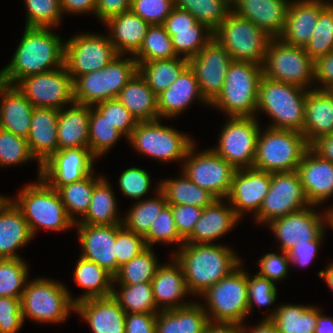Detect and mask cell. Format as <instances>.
Here are the masks:
<instances>
[{
  "instance_id": "6da1fadb",
  "label": "cell",
  "mask_w": 333,
  "mask_h": 333,
  "mask_svg": "<svg viewBox=\"0 0 333 333\" xmlns=\"http://www.w3.org/2000/svg\"><path fill=\"white\" fill-rule=\"evenodd\" d=\"M14 53L9 64L0 70V81L10 85L64 66L65 40L50 28L25 27Z\"/></svg>"
},
{
  "instance_id": "7a4b0ae2",
  "label": "cell",
  "mask_w": 333,
  "mask_h": 333,
  "mask_svg": "<svg viewBox=\"0 0 333 333\" xmlns=\"http://www.w3.org/2000/svg\"><path fill=\"white\" fill-rule=\"evenodd\" d=\"M172 256L182 266L190 294H203L241 263L239 256L223 244L185 242Z\"/></svg>"
},
{
  "instance_id": "3957f363",
  "label": "cell",
  "mask_w": 333,
  "mask_h": 333,
  "mask_svg": "<svg viewBox=\"0 0 333 333\" xmlns=\"http://www.w3.org/2000/svg\"><path fill=\"white\" fill-rule=\"evenodd\" d=\"M9 199L21 211L33 237L39 228L60 232L75 226L57 189L50 186L42 177L32 184L25 185L17 197Z\"/></svg>"
},
{
  "instance_id": "277c9868",
  "label": "cell",
  "mask_w": 333,
  "mask_h": 333,
  "mask_svg": "<svg viewBox=\"0 0 333 333\" xmlns=\"http://www.w3.org/2000/svg\"><path fill=\"white\" fill-rule=\"evenodd\" d=\"M307 92L306 88L262 76L256 113L264 112L272 119L273 122L268 125L269 128L303 134Z\"/></svg>"
},
{
  "instance_id": "5b68a950",
  "label": "cell",
  "mask_w": 333,
  "mask_h": 333,
  "mask_svg": "<svg viewBox=\"0 0 333 333\" xmlns=\"http://www.w3.org/2000/svg\"><path fill=\"white\" fill-rule=\"evenodd\" d=\"M262 76V65L233 61L228 68L222 91L209 106L223 111L229 117L257 118L258 91Z\"/></svg>"
},
{
  "instance_id": "8992f818",
  "label": "cell",
  "mask_w": 333,
  "mask_h": 333,
  "mask_svg": "<svg viewBox=\"0 0 333 333\" xmlns=\"http://www.w3.org/2000/svg\"><path fill=\"white\" fill-rule=\"evenodd\" d=\"M60 281L49 278L27 280L21 297L23 319L37 323H61L75 312L73 296ZM72 310V311H71Z\"/></svg>"
},
{
  "instance_id": "52a82bcc",
  "label": "cell",
  "mask_w": 333,
  "mask_h": 333,
  "mask_svg": "<svg viewBox=\"0 0 333 333\" xmlns=\"http://www.w3.org/2000/svg\"><path fill=\"white\" fill-rule=\"evenodd\" d=\"M309 148L302 133L269 127L260 129L252 168L271 173L296 171Z\"/></svg>"
},
{
  "instance_id": "ba28073f",
  "label": "cell",
  "mask_w": 333,
  "mask_h": 333,
  "mask_svg": "<svg viewBox=\"0 0 333 333\" xmlns=\"http://www.w3.org/2000/svg\"><path fill=\"white\" fill-rule=\"evenodd\" d=\"M137 72L138 63L133 56L119 55L101 70L79 76L73 82L74 102L94 106L117 98Z\"/></svg>"
},
{
  "instance_id": "9c48e42d",
  "label": "cell",
  "mask_w": 333,
  "mask_h": 333,
  "mask_svg": "<svg viewBox=\"0 0 333 333\" xmlns=\"http://www.w3.org/2000/svg\"><path fill=\"white\" fill-rule=\"evenodd\" d=\"M242 264L200 296L209 322L244 324L248 315L247 272Z\"/></svg>"
},
{
  "instance_id": "30bf717a",
  "label": "cell",
  "mask_w": 333,
  "mask_h": 333,
  "mask_svg": "<svg viewBox=\"0 0 333 333\" xmlns=\"http://www.w3.org/2000/svg\"><path fill=\"white\" fill-rule=\"evenodd\" d=\"M213 37L227 50L233 61L263 65L272 37L255 24L230 11L214 31Z\"/></svg>"
},
{
  "instance_id": "8fae6325",
  "label": "cell",
  "mask_w": 333,
  "mask_h": 333,
  "mask_svg": "<svg viewBox=\"0 0 333 333\" xmlns=\"http://www.w3.org/2000/svg\"><path fill=\"white\" fill-rule=\"evenodd\" d=\"M127 141L139 153L161 163L184 161L189 148L194 144L190 136L162 125L161 118L138 122Z\"/></svg>"
},
{
  "instance_id": "7c38bea8",
  "label": "cell",
  "mask_w": 333,
  "mask_h": 333,
  "mask_svg": "<svg viewBox=\"0 0 333 333\" xmlns=\"http://www.w3.org/2000/svg\"><path fill=\"white\" fill-rule=\"evenodd\" d=\"M263 76L306 89H313L314 61L303 47L272 38L262 65Z\"/></svg>"
},
{
  "instance_id": "4fadbf2b",
  "label": "cell",
  "mask_w": 333,
  "mask_h": 333,
  "mask_svg": "<svg viewBox=\"0 0 333 333\" xmlns=\"http://www.w3.org/2000/svg\"><path fill=\"white\" fill-rule=\"evenodd\" d=\"M117 56L108 34L79 33L65 41L64 65L73 82L79 76L101 70Z\"/></svg>"
},
{
  "instance_id": "5bb4252c",
  "label": "cell",
  "mask_w": 333,
  "mask_h": 333,
  "mask_svg": "<svg viewBox=\"0 0 333 333\" xmlns=\"http://www.w3.org/2000/svg\"><path fill=\"white\" fill-rule=\"evenodd\" d=\"M194 143L188 150L182 172L197 186L207 190L216 199H226L236 169L212 149L195 152Z\"/></svg>"
},
{
  "instance_id": "9a60e30c",
  "label": "cell",
  "mask_w": 333,
  "mask_h": 333,
  "mask_svg": "<svg viewBox=\"0 0 333 333\" xmlns=\"http://www.w3.org/2000/svg\"><path fill=\"white\" fill-rule=\"evenodd\" d=\"M219 134L218 145L212 150L236 170L252 168L261 129L256 117H229Z\"/></svg>"
},
{
  "instance_id": "2e32d148",
  "label": "cell",
  "mask_w": 333,
  "mask_h": 333,
  "mask_svg": "<svg viewBox=\"0 0 333 333\" xmlns=\"http://www.w3.org/2000/svg\"><path fill=\"white\" fill-rule=\"evenodd\" d=\"M311 206L297 171L271 173V185L254 222L268 224L287 214Z\"/></svg>"
},
{
  "instance_id": "e0dca14e",
  "label": "cell",
  "mask_w": 333,
  "mask_h": 333,
  "mask_svg": "<svg viewBox=\"0 0 333 333\" xmlns=\"http://www.w3.org/2000/svg\"><path fill=\"white\" fill-rule=\"evenodd\" d=\"M17 88L36 108L61 110L74 103L73 80L65 65L21 79Z\"/></svg>"
},
{
  "instance_id": "ac0fdd59",
  "label": "cell",
  "mask_w": 333,
  "mask_h": 333,
  "mask_svg": "<svg viewBox=\"0 0 333 333\" xmlns=\"http://www.w3.org/2000/svg\"><path fill=\"white\" fill-rule=\"evenodd\" d=\"M232 57L213 37L196 56L188 59L204 98L211 103L222 91Z\"/></svg>"
},
{
  "instance_id": "d6986e66",
  "label": "cell",
  "mask_w": 333,
  "mask_h": 333,
  "mask_svg": "<svg viewBox=\"0 0 333 333\" xmlns=\"http://www.w3.org/2000/svg\"><path fill=\"white\" fill-rule=\"evenodd\" d=\"M314 207L311 205L267 224L281 245L279 252H288L298 242L316 240L326 230L325 212L318 213Z\"/></svg>"
},
{
  "instance_id": "ffe728a7",
  "label": "cell",
  "mask_w": 333,
  "mask_h": 333,
  "mask_svg": "<svg viewBox=\"0 0 333 333\" xmlns=\"http://www.w3.org/2000/svg\"><path fill=\"white\" fill-rule=\"evenodd\" d=\"M95 160L89 148L58 150L41 165V177L58 190L91 174Z\"/></svg>"
},
{
  "instance_id": "44dd1931",
  "label": "cell",
  "mask_w": 333,
  "mask_h": 333,
  "mask_svg": "<svg viewBox=\"0 0 333 333\" xmlns=\"http://www.w3.org/2000/svg\"><path fill=\"white\" fill-rule=\"evenodd\" d=\"M270 185L271 172L254 168L237 169L225 200L230 203L240 219L247 212H253L255 215L269 192Z\"/></svg>"
},
{
  "instance_id": "7402d4cb",
  "label": "cell",
  "mask_w": 333,
  "mask_h": 333,
  "mask_svg": "<svg viewBox=\"0 0 333 333\" xmlns=\"http://www.w3.org/2000/svg\"><path fill=\"white\" fill-rule=\"evenodd\" d=\"M305 196L310 205L320 206L333 195V163L321 158L311 148L297 167Z\"/></svg>"
},
{
  "instance_id": "603a6c76",
  "label": "cell",
  "mask_w": 333,
  "mask_h": 333,
  "mask_svg": "<svg viewBox=\"0 0 333 333\" xmlns=\"http://www.w3.org/2000/svg\"><path fill=\"white\" fill-rule=\"evenodd\" d=\"M83 252L80 256L95 262L113 276L116 274V224H75Z\"/></svg>"
},
{
  "instance_id": "cb8c5ba5",
  "label": "cell",
  "mask_w": 333,
  "mask_h": 333,
  "mask_svg": "<svg viewBox=\"0 0 333 333\" xmlns=\"http://www.w3.org/2000/svg\"><path fill=\"white\" fill-rule=\"evenodd\" d=\"M230 2L233 13L248 19L272 38L282 34L291 0H230Z\"/></svg>"
},
{
  "instance_id": "d4e9b609",
  "label": "cell",
  "mask_w": 333,
  "mask_h": 333,
  "mask_svg": "<svg viewBox=\"0 0 333 333\" xmlns=\"http://www.w3.org/2000/svg\"><path fill=\"white\" fill-rule=\"evenodd\" d=\"M324 0H292L286 23L278 37L289 45L305 48L313 35L320 12L329 4Z\"/></svg>"
},
{
  "instance_id": "484cf974",
  "label": "cell",
  "mask_w": 333,
  "mask_h": 333,
  "mask_svg": "<svg viewBox=\"0 0 333 333\" xmlns=\"http://www.w3.org/2000/svg\"><path fill=\"white\" fill-rule=\"evenodd\" d=\"M58 117L57 109L34 107L32 111L27 143L31 155L38 161V178L41 165L58 151Z\"/></svg>"
},
{
  "instance_id": "4316f807",
  "label": "cell",
  "mask_w": 333,
  "mask_h": 333,
  "mask_svg": "<svg viewBox=\"0 0 333 333\" xmlns=\"http://www.w3.org/2000/svg\"><path fill=\"white\" fill-rule=\"evenodd\" d=\"M74 311L93 333H125L126 313L112 295L80 301Z\"/></svg>"
},
{
  "instance_id": "83f0119b",
  "label": "cell",
  "mask_w": 333,
  "mask_h": 333,
  "mask_svg": "<svg viewBox=\"0 0 333 333\" xmlns=\"http://www.w3.org/2000/svg\"><path fill=\"white\" fill-rule=\"evenodd\" d=\"M171 262L160 265L151 280L153 297L160 310L181 308L192 303V301H183L190 293L186 286L182 266L174 256H172Z\"/></svg>"
},
{
  "instance_id": "f1b7e54d",
  "label": "cell",
  "mask_w": 333,
  "mask_h": 333,
  "mask_svg": "<svg viewBox=\"0 0 333 333\" xmlns=\"http://www.w3.org/2000/svg\"><path fill=\"white\" fill-rule=\"evenodd\" d=\"M157 99L159 116L167 120L183 113L182 111H185L196 99L207 106L210 105L202 95L199 83L189 65L166 90L157 95Z\"/></svg>"
},
{
  "instance_id": "f546056e",
  "label": "cell",
  "mask_w": 333,
  "mask_h": 333,
  "mask_svg": "<svg viewBox=\"0 0 333 333\" xmlns=\"http://www.w3.org/2000/svg\"><path fill=\"white\" fill-rule=\"evenodd\" d=\"M0 128L27 139L32 111L31 102L16 85L0 81Z\"/></svg>"
},
{
  "instance_id": "4dcf8cb0",
  "label": "cell",
  "mask_w": 333,
  "mask_h": 333,
  "mask_svg": "<svg viewBox=\"0 0 333 333\" xmlns=\"http://www.w3.org/2000/svg\"><path fill=\"white\" fill-rule=\"evenodd\" d=\"M239 221L230 203L227 205L224 199H216L210 206L203 208L201 217L185 242L213 243L230 232Z\"/></svg>"
},
{
  "instance_id": "1f68e13d",
  "label": "cell",
  "mask_w": 333,
  "mask_h": 333,
  "mask_svg": "<svg viewBox=\"0 0 333 333\" xmlns=\"http://www.w3.org/2000/svg\"><path fill=\"white\" fill-rule=\"evenodd\" d=\"M33 239L27 221L16 205L4 196L0 201V258H21L16 252Z\"/></svg>"
},
{
  "instance_id": "d6a6232c",
  "label": "cell",
  "mask_w": 333,
  "mask_h": 333,
  "mask_svg": "<svg viewBox=\"0 0 333 333\" xmlns=\"http://www.w3.org/2000/svg\"><path fill=\"white\" fill-rule=\"evenodd\" d=\"M333 133V97L327 90L309 89L305 100L303 135L311 146Z\"/></svg>"
},
{
  "instance_id": "836d02e7",
  "label": "cell",
  "mask_w": 333,
  "mask_h": 333,
  "mask_svg": "<svg viewBox=\"0 0 333 333\" xmlns=\"http://www.w3.org/2000/svg\"><path fill=\"white\" fill-rule=\"evenodd\" d=\"M103 24L108 27L111 43L119 55L133 56L141 47L150 24L131 10L109 18Z\"/></svg>"
},
{
  "instance_id": "e575fe53",
  "label": "cell",
  "mask_w": 333,
  "mask_h": 333,
  "mask_svg": "<svg viewBox=\"0 0 333 333\" xmlns=\"http://www.w3.org/2000/svg\"><path fill=\"white\" fill-rule=\"evenodd\" d=\"M90 107L74 102L59 110L58 150L89 148Z\"/></svg>"
},
{
  "instance_id": "d590c367",
  "label": "cell",
  "mask_w": 333,
  "mask_h": 333,
  "mask_svg": "<svg viewBox=\"0 0 333 333\" xmlns=\"http://www.w3.org/2000/svg\"><path fill=\"white\" fill-rule=\"evenodd\" d=\"M209 323L199 302L168 310H160L156 318V333H204Z\"/></svg>"
},
{
  "instance_id": "8d00e7d4",
  "label": "cell",
  "mask_w": 333,
  "mask_h": 333,
  "mask_svg": "<svg viewBox=\"0 0 333 333\" xmlns=\"http://www.w3.org/2000/svg\"><path fill=\"white\" fill-rule=\"evenodd\" d=\"M117 99L138 122L160 119L157 95L139 72L122 88Z\"/></svg>"
},
{
  "instance_id": "74e56055",
  "label": "cell",
  "mask_w": 333,
  "mask_h": 333,
  "mask_svg": "<svg viewBox=\"0 0 333 333\" xmlns=\"http://www.w3.org/2000/svg\"><path fill=\"white\" fill-rule=\"evenodd\" d=\"M263 319H271L278 333H314L318 315L322 312L317 306L280 304Z\"/></svg>"
},
{
  "instance_id": "f35d334b",
  "label": "cell",
  "mask_w": 333,
  "mask_h": 333,
  "mask_svg": "<svg viewBox=\"0 0 333 333\" xmlns=\"http://www.w3.org/2000/svg\"><path fill=\"white\" fill-rule=\"evenodd\" d=\"M73 275L78 286L85 289V293L73 298L74 304L86 299L112 295L114 276L95 262L80 256Z\"/></svg>"
},
{
  "instance_id": "ab89813d",
  "label": "cell",
  "mask_w": 333,
  "mask_h": 333,
  "mask_svg": "<svg viewBox=\"0 0 333 333\" xmlns=\"http://www.w3.org/2000/svg\"><path fill=\"white\" fill-rule=\"evenodd\" d=\"M117 200L113 188L103 177L95 186L86 214L75 224L115 225L122 224L123 218L117 213Z\"/></svg>"
},
{
  "instance_id": "60d3db41",
  "label": "cell",
  "mask_w": 333,
  "mask_h": 333,
  "mask_svg": "<svg viewBox=\"0 0 333 333\" xmlns=\"http://www.w3.org/2000/svg\"><path fill=\"white\" fill-rule=\"evenodd\" d=\"M181 177L160 181L168 205H193L200 208L210 206L216 198L207 190L194 184L183 172Z\"/></svg>"
},
{
  "instance_id": "b9f144b4",
  "label": "cell",
  "mask_w": 333,
  "mask_h": 333,
  "mask_svg": "<svg viewBox=\"0 0 333 333\" xmlns=\"http://www.w3.org/2000/svg\"><path fill=\"white\" fill-rule=\"evenodd\" d=\"M188 66V59L175 57L138 63V72L152 91L159 95L166 90Z\"/></svg>"
},
{
  "instance_id": "7bdbcfd3",
  "label": "cell",
  "mask_w": 333,
  "mask_h": 333,
  "mask_svg": "<svg viewBox=\"0 0 333 333\" xmlns=\"http://www.w3.org/2000/svg\"><path fill=\"white\" fill-rule=\"evenodd\" d=\"M157 184L155 197L136 201L123 217L122 224L143 237L149 232L152 223L168 204L164 193L160 190V182Z\"/></svg>"
},
{
  "instance_id": "ee69618b",
  "label": "cell",
  "mask_w": 333,
  "mask_h": 333,
  "mask_svg": "<svg viewBox=\"0 0 333 333\" xmlns=\"http://www.w3.org/2000/svg\"><path fill=\"white\" fill-rule=\"evenodd\" d=\"M103 177L104 176L100 177V175L96 176L94 175V172H92L85 178L61 186L57 190L60 194L62 203L66 208L67 214L73 222L77 223L78 221L76 215H78L79 218H82L86 214L91 202L94 186ZM74 214L76 215L74 216Z\"/></svg>"
},
{
  "instance_id": "f6af8a7d",
  "label": "cell",
  "mask_w": 333,
  "mask_h": 333,
  "mask_svg": "<svg viewBox=\"0 0 333 333\" xmlns=\"http://www.w3.org/2000/svg\"><path fill=\"white\" fill-rule=\"evenodd\" d=\"M155 255L152 247H147L130 262L121 265L114 275L113 287L115 284L119 286L151 282L161 265Z\"/></svg>"
},
{
  "instance_id": "bcb514c9",
  "label": "cell",
  "mask_w": 333,
  "mask_h": 333,
  "mask_svg": "<svg viewBox=\"0 0 333 333\" xmlns=\"http://www.w3.org/2000/svg\"><path fill=\"white\" fill-rule=\"evenodd\" d=\"M120 290H112V296L118 301L125 313H158L151 282L134 285H120Z\"/></svg>"
},
{
  "instance_id": "7dc6e473",
  "label": "cell",
  "mask_w": 333,
  "mask_h": 333,
  "mask_svg": "<svg viewBox=\"0 0 333 333\" xmlns=\"http://www.w3.org/2000/svg\"><path fill=\"white\" fill-rule=\"evenodd\" d=\"M175 7L192 14L199 23L215 31L231 11L230 0H175Z\"/></svg>"
},
{
  "instance_id": "c3c4849f",
  "label": "cell",
  "mask_w": 333,
  "mask_h": 333,
  "mask_svg": "<svg viewBox=\"0 0 333 333\" xmlns=\"http://www.w3.org/2000/svg\"><path fill=\"white\" fill-rule=\"evenodd\" d=\"M137 63L178 57L171 36L163 24L150 25L140 49L133 55Z\"/></svg>"
},
{
  "instance_id": "681fc988",
  "label": "cell",
  "mask_w": 333,
  "mask_h": 333,
  "mask_svg": "<svg viewBox=\"0 0 333 333\" xmlns=\"http://www.w3.org/2000/svg\"><path fill=\"white\" fill-rule=\"evenodd\" d=\"M124 135L115 128L106 117L102 116L93 106L90 107L89 118V149L99 158L113 147Z\"/></svg>"
},
{
  "instance_id": "f907efd6",
  "label": "cell",
  "mask_w": 333,
  "mask_h": 333,
  "mask_svg": "<svg viewBox=\"0 0 333 333\" xmlns=\"http://www.w3.org/2000/svg\"><path fill=\"white\" fill-rule=\"evenodd\" d=\"M171 36L172 46L177 56L192 58L213 38L211 31L205 24L197 22L190 29L166 30Z\"/></svg>"
},
{
  "instance_id": "816d5d0a",
  "label": "cell",
  "mask_w": 333,
  "mask_h": 333,
  "mask_svg": "<svg viewBox=\"0 0 333 333\" xmlns=\"http://www.w3.org/2000/svg\"><path fill=\"white\" fill-rule=\"evenodd\" d=\"M26 263L23 258H0V297L21 299L29 278Z\"/></svg>"
},
{
  "instance_id": "f5cc1de1",
  "label": "cell",
  "mask_w": 333,
  "mask_h": 333,
  "mask_svg": "<svg viewBox=\"0 0 333 333\" xmlns=\"http://www.w3.org/2000/svg\"><path fill=\"white\" fill-rule=\"evenodd\" d=\"M304 49L313 61L333 50V3L329 2L320 12L313 35Z\"/></svg>"
},
{
  "instance_id": "db71d44e",
  "label": "cell",
  "mask_w": 333,
  "mask_h": 333,
  "mask_svg": "<svg viewBox=\"0 0 333 333\" xmlns=\"http://www.w3.org/2000/svg\"><path fill=\"white\" fill-rule=\"evenodd\" d=\"M24 3L27 8L25 27L52 29L61 23L60 0H24Z\"/></svg>"
},
{
  "instance_id": "11a10c76",
  "label": "cell",
  "mask_w": 333,
  "mask_h": 333,
  "mask_svg": "<svg viewBox=\"0 0 333 333\" xmlns=\"http://www.w3.org/2000/svg\"><path fill=\"white\" fill-rule=\"evenodd\" d=\"M144 238L147 247L162 242L164 244H178L179 249L185 243L177 231L170 205L167 204L162 209Z\"/></svg>"
},
{
  "instance_id": "9f6ffc18",
  "label": "cell",
  "mask_w": 333,
  "mask_h": 333,
  "mask_svg": "<svg viewBox=\"0 0 333 333\" xmlns=\"http://www.w3.org/2000/svg\"><path fill=\"white\" fill-rule=\"evenodd\" d=\"M33 159L27 139L0 128V167L25 164Z\"/></svg>"
},
{
  "instance_id": "6f0895ef",
  "label": "cell",
  "mask_w": 333,
  "mask_h": 333,
  "mask_svg": "<svg viewBox=\"0 0 333 333\" xmlns=\"http://www.w3.org/2000/svg\"><path fill=\"white\" fill-rule=\"evenodd\" d=\"M116 273L121 265L130 262L147 248L145 238L127 229L123 224H116Z\"/></svg>"
},
{
  "instance_id": "680465c9",
  "label": "cell",
  "mask_w": 333,
  "mask_h": 333,
  "mask_svg": "<svg viewBox=\"0 0 333 333\" xmlns=\"http://www.w3.org/2000/svg\"><path fill=\"white\" fill-rule=\"evenodd\" d=\"M102 116L106 117L115 128H117L126 139L135 129L138 121L117 99H110L97 103L93 106Z\"/></svg>"
},
{
  "instance_id": "91938a15",
  "label": "cell",
  "mask_w": 333,
  "mask_h": 333,
  "mask_svg": "<svg viewBox=\"0 0 333 333\" xmlns=\"http://www.w3.org/2000/svg\"><path fill=\"white\" fill-rule=\"evenodd\" d=\"M277 291L276 284L273 281L257 273L252 277L247 272L248 314L255 305L260 308L275 303Z\"/></svg>"
},
{
  "instance_id": "94428289",
  "label": "cell",
  "mask_w": 333,
  "mask_h": 333,
  "mask_svg": "<svg viewBox=\"0 0 333 333\" xmlns=\"http://www.w3.org/2000/svg\"><path fill=\"white\" fill-rule=\"evenodd\" d=\"M118 180L122 194L134 200H142L152 185L149 172L139 167L125 169Z\"/></svg>"
},
{
  "instance_id": "6125c7cd",
  "label": "cell",
  "mask_w": 333,
  "mask_h": 333,
  "mask_svg": "<svg viewBox=\"0 0 333 333\" xmlns=\"http://www.w3.org/2000/svg\"><path fill=\"white\" fill-rule=\"evenodd\" d=\"M175 8V0H131L130 10L150 25L164 24Z\"/></svg>"
},
{
  "instance_id": "be15d7a7",
  "label": "cell",
  "mask_w": 333,
  "mask_h": 333,
  "mask_svg": "<svg viewBox=\"0 0 333 333\" xmlns=\"http://www.w3.org/2000/svg\"><path fill=\"white\" fill-rule=\"evenodd\" d=\"M24 324L21 299L0 297V333H18Z\"/></svg>"
},
{
  "instance_id": "e7e4bbea",
  "label": "cell",
  "mask_w": 333,
  "mask_h": 333,
  "mask_svg": "<svg viewBox=\"0 0 333 333\" xmlns=\"http://www.w3.org/2000/svg\"><path fill=\"white\" fill-rule=\"evenodd\" d=\"M259 271L258 275L268 278L277 283L288 276L289 265L291 264L288 253L281 250V254L266 253L258 260Z\"/></svg>"
},
{
  "instance_id": "03108f58",
  "label": "cell",
  "mask_w": 333,
  "mask_h": 333,
  "mask_svg": "<svg viewBox=\"0 0 333 333\" xmlns=\"http://www.w3.org/2000/svg\"><path fill=\"white\" fill-rule=\"evenodd\" d=\"M179 235L185 240L201 217L203 208L193 205H170Z\"/></svg>"
},
{
  "instance_id": "003e7915",
  "label": "cell",
  "mask_w": 333,
  "mask_h": 333,
  "mask_svg": "<svg viewBox=\"0 0 333 333\" xmlns=\"http://www.w3.org/2000/svg\"><path fill=\"white\" fill-rule=\"evenodd\" d=\"M325 232L326 231L316 240L298 242L295 244V246L287 252L290 262L294 265H300L301 267L311 264L317 257L318 249L325 238Z\"/></svg>"
},
{
  "instance_id": "a7ac6f4b",
  "label": "cell",
  "mask_w": 333,
  "mask_h": 333,
  "mask_svg": "<svg viewBox=\"0 0 333 333\" xmlns=\"http://www.w3.org/2000/svg\"><path fill=\"white\" fill-rule=\"evenodd\" d=\"M157 313H126L125 333H156Z\"/></svg>"
},
{
  "instance_id": "89a4df30",
  "label": "cell",
  "mask_w": 333,
  "mask_h": 333,
  "mask_svg": "<svg viewBox=\"0 0 333 333\" xmlns=\"http://www.w3.org/2000/svg\"><path fill=\"white\" fill-rule=\"evenodd\" d=\"M319 85L315 89L328 90L333 87V50L314 61V82Z\"/></svg>"
},
{
  "instance_id": "2644e50d",
  "label": "cell",
  "mask_w": 333,
  "mask_h": 333,
  "mask_svg": "<svg viewBox=\"0 0 333 333\" xmlns=\"http://www.w3.org/2000/svg\"><path fill=\"white\" fill-rule=\"evenodd\" d=\"M131 0H97L95 16L106 22L109 18L130 11Z\"/></svg>"
},
{
  "instance_id": "8c879c8a",
  "label": "cell",
  "mask_w": 333,
  "mask_h": 333,
  "mask_svg": "<svg viewBox=\"0 0 333 333\" xmlns=\"http://www.w3.org/2000/svg\"><path fill=\"white\" fill-rule=\"evenodd\" d=\"M197 22L195 17L188 11L175 7L166 18L163 25L166 30H183L190 29V27L194 26Z\"/></svg>"
},
{
  "instance_id": "753ad0ef",
  "label": "cell",
  "mask_w": 333,
  "mask_h": 333,
  "mask_svg": "<svg viewBox=\"0 0 333 333\" xmlns=\"http://www.w3.org/2000/svg\"><path fill=\"white\" fill-rule=\"evenodd\" d=\"M97 0H60L62 13L84 14L96 11Z\"/></svg>"
},
{
  "instance_id": "34e18365",
  "label": "cell",
  "mask_w": 333,
  "mask_h": 333,
  "mask_svg": "<svg viewBox=\"0 0 333 333\" xmlns=\"http://www.w3.org/2000/svg\"><path fill=\"white\" fill-rule=\"evenodd\" d=\"M310 148L321 158L333 163V133L320 138L314 142Z\"/></svg>"
},
{
  "instance_id": "11e5206c",
  "label": "cell",
  "mask_w": 333,
  "mask_h": 333,
  "mask_svg": "<svg viewBox=\"0 0 333 333\" xmlns=\"http://www.w3.org/2000/svg\"><path fill=\"white\" fill-rule=\"evenodd\" d=\"M204 333H242L241 325L236 323L209 322Z\"/></svg>"
},
{
  "instance_id": "2a66077c",
  "label": "cell",
  "mask_w": 333,
  "mask_h": 333,
  "mask_svg": "<svg viewBox=\"0 0 333 333\" xmlns=\"http://www.w3.org/2000/svg\"><path fill=\"white\" fill-rule=\"evenodd\" d=\"M242 333H278L275 324L271 321V319H262L261 322H258V325H254L253 327H247L242 324L241 325Z\"/></svg>"
},
{
  "instance_id": "b9fcfbb0",
  "label": "cell",
  "mask_w": 333,
  "mask_h": 333,
  "mask_svg": "<svg viewBox=\"0 0 333 333\" xmlns=\"http://www.w3.org/2000/svg\"><path fill=\"white\" fill-rule=\"evenodd\" d=\"M314 333H333V317L325 316L323 312H321L318 315Z\"/></svg>"
},
{
  "instance_id": "09005b40",
  "label": "cell",
  "mask_w": 333,
  "mask_h": 333,
  "mask_svg": "<svg viewBox=\"0 0 333 333\" xmlns=\"http://www.w3.org/2000/svg\"><path fill=\"white\" fill-rule=\"evenodd\" d=\"M320 278L328 285L329 289L333 292V262L329 263L324 270L318 272Z\"/></svg>"
},
{
  "instance_id": "979ff035",
  "label": "cell",
  "mask_w": 333,
  "mask_h": 333,
  "mask_svg": "<svg viewBox=\"0 0 333 333\" xmlns=\"http://www.w3.org/2000/svg\"><path fill=\"white\" fill-rule=\"evenodd\" d=\"M326 210L327 211H325V210L323 211V212H325V215H326V226L333 229V204L331 207L326 208Z\"/></svg>"
},
{
  "instance_id": "deb4b68c",
  "label": "cell",
  "mask_w": 333,
  "mask_h": 333,
  "mask_svg": "<svg viewBox=\"0 0 333 333\" xmlns=\"http://www.w3.org/2000/svg\"><path fill=\"white\" fill-rule=\"evenodd\" d=\"M327 91H328V92L330 93V95L333 97V87L330 88V89H328Z\"/></svg>"
}]
</instances>
